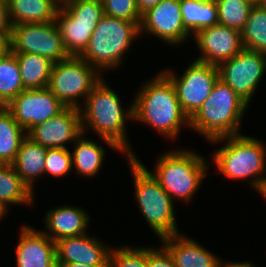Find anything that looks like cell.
I'll return each mask as SVG.
<instances>
[{
	"mask_svg": "<svg viewBox=\"0 0 266 267\" xmlns=\"http://www.w3.org/2000/svg\"><path fill=\"white\" fill-rule=\"evenodd\" d=\"M104 78L92 88L80 107L82 133L89 128L110 148L126 157H136L127 139L126 121H134L133 103L125 110L116 92L107 86Z\"/></svg>",
	"mask_w": 266,
	"mask_h": 267,
	"instance_id": "1",
	"label": "cell"
},
{
	"mask_svg": "<svg viewBox=\"0 0 266 267\" xmlns=\"http://www.w3.org/2000/svg\"><path fill=\"white\" fill-rule=\"evenodd\" d=\"M144 83L133 100V120L155 128L165 138L175 139L190 119L183 112L171 80L161 71Z\"/></svg>",
	"mask_w": 266,
	"mask_h": 267,
	"instance_id": "2",
	"label": "cell"
},
{
	"mask_svg": "<svg viewBox=\"0 0 266 267\" xmlns=\"http://www.w3.org/2000/svg\"><path fill=\"white\" fill-rule=\"evenodd\" d=\"M225 140L226 145L214 151L212 155L219 173L226 179H251V186L263 194L266 188V147L263 141L239 134L210 142L224 143Z\"/></svg>",
	"mask_w": 266,
	"mask_h": 267,
	"instance_id": "3",
	"label": "cell"
},
{
	"mask_svg": "<svg viewBox=\"0 0 266 267\" xmlns=\"http://www.w3.org/2000/svg\"><path fill=\"white\" fill-rule=\"evenodd\" d=\"M248 104L221 79L215 83L209 97L190 118L189 127L209 142L218 138L239 135L240 122Z\"/></svg>",
	"mask_w": 266,
	"mask_h": 267,
	"instance_id": "4",
	"label": "cell"
},
{
	"mask_svg": "<svg viewBox=\"0 0 266 267\" xmlns=\"http://www.w3.org/2000/svg\"><path fill=\"white\" fill-rule=\"evenodd\" d=\"M134 178L138 207L153 232L161 239L180 233L176 224L174 202L140 159L127 157Z\"/></svg>",
	"mask_w": 266,
	"mask_h": 267,
	"instance_id": "5",
	"label": "cell"
},
{
	"mask_svg": "<svg viewBox=\"0 0 266 267\" xmlns=\"http://www.w3.org/2000/svg\"><path fill=\"white\" fill-rule=\"evenodd\" d=\"M136 36H140L138 23L103 15L80 57L99 73L116 69Z\"/></svg>",
	"mask_w": 266,
	"mask_h": 267,
	"instance_id": "6",
	"label": "cell"
},
{
	"mask_svg": "<svg viewBox=\"0 0 266 267\" xmlns=\"http://www.w3.org/2000/svg\"><path fill=\"white\" fill-rule=\"evenodd\" d=\"M206 160L191 150L178 149L159 157L152 175L173 199L191 201L207 175Z\"/></svg>",
	"mask_w": 266,
	"mask_h": 267,
	"instance_id": "7",
	"label": "cell"
},
{
	"mask_svg": "<svg viewBox=\"0 0 266 267\" xmlns=\"http://www.w3.org/2000/svg\"><path fill=\"white\" fill-rule=\"evenodd\" d=\"M55 22L65 50L80 56L88 46L92 32L103 17L101 0H61Z\"/></svg>",
	"mask_w": 266,
	"mask_h": 267,
	"instance_id": "8",
	"label": "cell"
},
{
	"mask_svg": "<svg viewBox=\"0 0 266 267\" xmlns=\"http://www.w3.org/2000/svg\"><path fill=\"white\" fill-rule=\"evenodd\" d=\"M98 72L80 56H69L53 63L47 87L65 107L80 108L78 100L86 98L101 80Z\"/></svg>",
	"mask_w": 266,
	"mask_h": 267,
	"instance_id": "9",
	"label": "cell"
},
{
	"mask_svg": "<svg viewBox=\"0 0 266 267\" xmlns=\"http://www.w3.org/2000/svg\"><path fill=\"white\" fill-rule=\"evenodd\" d=\"M10 51L14 54H38L53 63L70 56L64 48L59 27L55 21L11 26Z\"/></svg>",
	"mask_w": 266,
	"mask_h": 267,
	"instance_id": "10",
	"label": "cell"
},
{
	"mask_svg": "<svg viewBox=\"0 0 266 267\" xmlns=\"http://www.w3.org/2000/svg\"><path fill=\"white\" fill-rule=\"evenodd\" d=\"M175 87L183 112L190 119L209 97L219 79L218 66L194 60L182 76H176L170 69L162 71Z\"/></svg>",
	"mask_w": 266,
	"mask_h": 267,
	"instance_id": "11",
	"label": "cell"
},
{
	"mask_svg": "<svg viewBox=\"0 0 266 267\" xmlns=\"http://www.w3.org/2000/svg\"><path fill=\"white\" fill-rule=\"evenodd\" d=\"M265 70L266 54L246 48L218 65L219 79L247 104H250Z\"/></svg>",
	"mask_w": 266,
	"mask_h": 267,
	"instance_id": "12",
	"label": "cell"
},
{
	"mask_svg": "<svg viewBox=\"0 0 266 267\" xmlns=\"http://www.w3.org/2000/svg\"><path fill=\"white\" fill-rule=\"evenodd\" d=\"M6 108L11 112L16 122L28 132L34 126L56 116L65 106L46 87L25 89Z\"/></svg>",
	"mask_w": 266,
	"mask_h": 267,
	"instance_id": "13",
	"label": "cell"
},
{
	"mask_svg": "<svg viewBox=\"0 0 266 267\" xmlns=\"http://www.w3.org/2000/svg\"><path fill=\"white\" fill-rule=\"evenodd\" d=\"M144 32L170 45L185 42L191 34L182 21L180 0H162L143 13L140 34Z\"/></svg>",
	"mask_w": 266,
	"mask_h": 267,
	"instance_id": "14",
	"label": "cell"
},
{
	"mask_svg": "<svg viewBox=\"0 0 266 267\" xmlns=\"http://www.w3.org/2000/svg\"><path fill=\"white\" fill-rule=\"evenodd\" d=\"M82 134L80 109L65 107L56 116L31 128L27 136L45 148H67Z\"/></svg>",
	"mask_w": 266,
	"mask_h": 267,
	"instance_id": "15",
	"label": "cell"
},
{
	"mask_svg": "<svg viewBox=\"0 0 266 267\" xmlns=\"http://www.w3.org/2000/svg\"><path fill=\"white\" fill-rule=\"evenodd\" d=\"M193 36L201 53L196 60L217 66L244 48L241 32L219 23L202 29Z\"/></svg>",
	"mask_w": 266,
	"mask_h": 267,
	"instance_id": "16",
	"label": "cell"
},
{
	"mask_svg": "<svg viewBox=\"0 0 266 267\" xmlns=\"http://www.w3.org/2000/svg\"><path fill=\"white\" fill-rule=\"evenodd\" d=\"M56 243L57 263H79L91 267H108L111 248L87 233L65 237ZM106 247V248H105Z\"/></svg>",
	"mask_w": 266,
	"mask_h": 267,
	"instance_id": "17",
	"label": "cell"
},
{
	"mask_svg": "<svg viewBox=\"0 0 266 267\" xmlns=\"http://www.w3.org/2000/svg\"><path fill=\"white\" fill-rule=\"evenodd\" d=\"M16 245V267H58L56 243L43 231L23 226Z\"/></svg>",
	"mask_w": 266,
	"mask_h": 267,
	"instance_id": "18",
	"label": "cell"
},
{
	"mask_svg": "<svg viewBox=\"0 0 266 267\" xmlns=\"http://www.w3.org/2000/svg\"><path fill=\"white\" fill-rule=\"evenodd\" d=\"M176 267H221L222 261L200 243L181 233L160 239Z\"/></svg>",
	"mask_w": 266,
	"mask_h": 267,
	"instance_id": "19",
	"label": "cell"
},
{
	"mask_svg": "<svg viewBox=\"0 0 266 267\" xmlns=\"http://www.w3.org/2000/svg\"><path fill=\"white\" fill-rule=\"evenodd\" d=\"M84 209L72 206H60L50 209L45 215L49 232L42 230L54 242L65 237L79 236L87 233L90 217Z\"/></svg>",
	"mask_w": 266,
	"mask_h": 267,
	"instance_id": "20",
	"label": "cell"
},
{
	"mask_svg": "<svg viewBox=\"0 0 266 267\" xmlns=\"http://www.w3.org/2000/svg\"><path fill=\"white\" fill-rule=\"evenodd\" d=\"M11 26L55 21L61 0H6Z\"/></svg>",
	"mask_w": 266,
	"mask_h": 267,
	"instance_id": "21",
	"label": "cell"
},
{
	"mask_svg": "<svg viewBox=\"0 0 266 267\" xmlns=\"http://www.w3.org/2000/svg\"><path fill=\"white\" fill-rule=\"evenodd\" d=\"M47 148L35 143L28 136L22 141L12 166L22 181L33 192V182L44 175Z\"/></svg>",
	"mask_w": 266,
	"mask_h": 267,
	"instance_id": "22",
	"label": "cell"
},
{
	"mask_svg": "<svg viewBox=\"0 0 266 267\" xmlns=\"http://www.w3.org/2000/svg\"><path fill=\"white\" fill-rule=\"evenodd\" d=\"M82 133L74 142L71 152L72 166L78 175L95 176L101 170L105 159V148L91 139L83 138Z\"/></svg>",
	"mask_w": 266,
	"mask_h": 267,
	"instance_id": "23",
	"label": "cell"
},
{
	"mask_svg": "<svg viewBox=\"0 0 266 267\" xmlns=\"http://www.w3.org/2000/svg\"><path fill=\"white\" fill-rule=\"evenodd\" d=\"M182 21L191 34L218 24L215 0H180Z\"/></svg>",
	"mask_w": 266,
	"mask_h": 267,
	"instance_id": "24",
	"label": "cell"
},
{
	"mask_svg": "<svg viewBox=\"0 0 266 267\" xmlns=\"http://www.w3.org/2000/svg\"><path fill=\"white\" fill-rule=\"evenodd\" d=\"M20 68L21 80L25 89L46 88L51 75L53 62L38 54H15Z\"/></svg>",
	"mask_w": 266,
	"mask_h": 267,
	"instance_id": "25",
	"label": "cell"
},
{
	"mask_svg": "<svg viewBox=\"0 0 266 267\" xmlns=\"http://www.w3.org/2000/svg\"><path fill=\"white\" fill-rule=\"evenodd\" d=\"M27 137L26 130L13 118L6 108H0V161L12 164L22 141Z\"/></svg>",
	"mask_w": 266,
	"mask_h": 267,
	"instance_id": "26",
	"label": "cell"
},
{
	"mask_svg": "<svg viewBox=\"0 0 266 267\" xmlns=\"http://www.w3.org/2000/svg\"><path fill=\"white\" fill-rule=\"evenodd\" d=\"M34 192L22 181L12 164L0 166V201L8 204H33Z\"/></svg>",
	"mask_w": 266,
	"mask_h": 267,
	"instance_id": "27",
	"label": "cell"
},
{
	"mask_svg": "<svg viewBox=\"0 0 266 267\" xmlns=\"http://www.w3.org/2000/svg\"><path fill=\"white\" fill-rule=\"evenodd\" d=\"M240 32L244 48L266 54V9L255 3Z\"/></svg>",
	"mask_w": 266,
	"mask_h": 267,
	"instance_id": "28",
	"label": "cell"
},
{
	"mask_svg": "<svg viewBox=\"0 0 266 267\" xmlns=\"http://www.w3.org/2000/svg\"><path fill=\"white\" fill-rule=\"evenodd\" d=\"M24 90L17 58L10 51L0 59V104L6 107Z\"/></svg>",
	"mask_w": 266,
	"mask_h": 267,
	"instance_id": "29",
	"label": "cell"
},
{
	"mask_svg": "<svg viewBox=\"0 0 266 267\" xmlns=\"http://www.w3.org/2000/svg\"><path fill=\"white\" fill-rule=\"evenodd\" d=\"M218 23L241 31L244 28L254 0H215Z\"/></svg>",
	"mask_w": 266,
	"mask_h": 267,
	"instance_id": "30",
	"label": "cell"
},
{
	"mask_svg": "<svg viewBox=\"0 0 266 267\" xmlns=\"http://www.w3.org/2000/svg\"><path fill=\"white\" fill-rule=\"evenodd\" d=\"M108 267H147V248L115 247L110 251Z\"/></svg>",
	"mask_w": 266,
	"mask_h": 267,
	"instance_id": "31",
	"label": "cell"
},
{
	"mask_svg": "<svg viewBox=\"0 0 266 267\" xmlns=\"http://www.w3.org/2000/svg\"><path fill=\"white\" fill-rule=\"evenodd\" d=\"M72 166L71 151L67 148H48L46 153L44 174L61 178L68 174Z\"/></svg>",
	"mask_w": 266,
	"mask_h": 267,
	"instance_id": "32",
	"label": "cell"
},
{
	"mask_svg": "<svg viewBox=\"0 0 266 267\" xmlns=\"http://www.w3.org/2000/svg\"><path fill=\"white\" fill-rule=\"evenodd\" d=\"M104 15L141 24L135 0H101Z\"/></svg>",
	"mask_w": 266,
	"mask_h": 267,
	"instance_id": "33",
	"label": "cell"
},
{
	"mask_svg": "<svg viewBox=\"0 0 266 267\" xmlns=\"http://www.w3.org/2000/svg\"><path fill=\"white\" fill-rule=\"evenodd\" d=\"M161 249L147 247V267H176L168 250L162 245Z\"/></svg>",
	"mask_w": 266,
	"mask_h": 267,
	"instance_id": "34",
	"label": "cell"
},
{
	"mask_svg": "<svg viewBox=\"0 0 266 267\" xmlns=\"http://www.w3.org/2000/svg\"><path fill=\"white\" fill-rule=\"evenodd\" d=\"M11 25L8 18L7 2H0V33H10Z\"/></svg>",
	"mask_w": 266,
	"mask_h": 267,
	"instance_id": "35",
	"label": "cell"
},
{
	"mask_svg": "<svg viewBox=\"0 0 266 267\" xmlns=\"http://www.w3.org/2000/svg\"><path fill=\"white\" fill-rule=\"evenodd\" d=\"M10 52V33H0V59Z\"/></svg>",
	"mask_w": 266,
	"mask_h": 267,
	"instance_id": "36",
	"label": "cell"
},
{
	"mask_svg": "<svg viewBox=\"0 0 266 267\" xmlns=\"http://www.w3.org/2000/svg\"><path fill=\"white\" fill-rule=\"evenodd\" d=\"M161 1L162 0H135L138 11L141 15L145 13L148 9L156 6Z\"/></svg>",
	"mask_w": 266,
	"mask_h": 267,
	"instance_id": "37",
	"label": "cell"
},
{
	"mask_svg": "<svg viewBox=\"0 0 266 267\" xmlns=\"http://www.w3.org/2000/svg\"><path fill=\"white\" fill-rule=\"evenodd\" d=\"M221 267H254L253 264H251V262H226V264L221 263Z\"/></svg>",
	"mask_w": 266,
	"mask_h": 267,
	"instance_id": "38",
	"label": "cell"
},
{
	"mask_svg": "<svg viewBox=\"0 0 266 267\" xmlns=\"http://www.w3.org/2000/svg\"><path fill=\"white\" fill-rule=\"evenodd\" d=\"M58 267H91L85 264H79V263H57Z\"/></svg>",
	"mask_w": 266,
	"mask_h": 267,
	"instance_id": "39",
	"label": "cell"
},
{
	"mask_svg": "<svg viewBox=\"0 0 266 267\" xmlns=\"http://www.w3.org/2000/svg\"><path fill=\"white\" fill-rule=\"evenodd\" d=\"M9 206H7L5 203L0 201V220L3 218V216L8 212Z\"/></svg>",
	"mask_w": 266,
	"mask_h": 267,
	"instance_id": "40",
	"label": "cell"
},
{
	"mask_svg": "<svg viewBox=\"0 0 266 267\" xmlns=\"http://www.w3.org/2000/svg\"><path fill=\"white\" fill-rule=\"evenodd\" d=\"M255 3L262 8L266 9V0H255Z\"/></svg>",
	"mask_w": 266,
	"mask_h": 267,
	"instance_id": "41",
	"label": "cell"
},
{
	"mask_svg": "<svg viewBox=\"0 0 266 267\" xmlns=\"http://www.w3.org/2000/svg\"><path fill=\"white\" fill-rule=\"evenodd\" d=\"M262 196L266 199V188H265V190H264Z\"/></svg>",
	"mask_w": 266,
	"mask_h": 267,
	"instance_id": "42",
	"label": "cell"
}]
</instances>
